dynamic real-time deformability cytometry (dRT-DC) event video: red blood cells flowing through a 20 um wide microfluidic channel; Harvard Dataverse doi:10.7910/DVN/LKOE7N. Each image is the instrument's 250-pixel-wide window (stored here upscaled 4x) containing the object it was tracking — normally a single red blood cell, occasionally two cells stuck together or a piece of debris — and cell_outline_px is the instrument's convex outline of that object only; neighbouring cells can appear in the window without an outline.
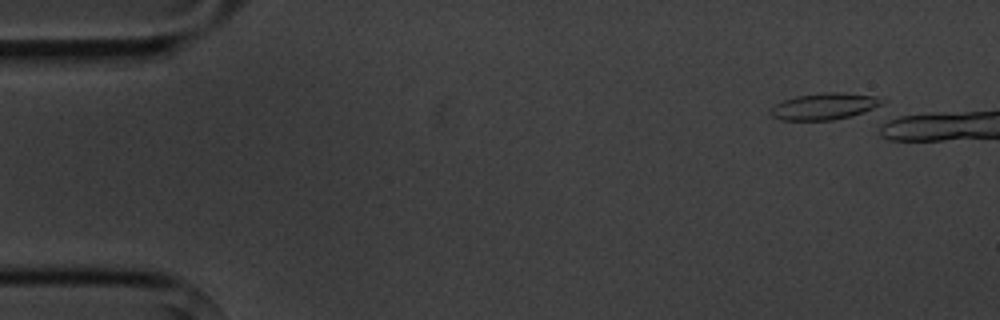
{"species": "common noctule bat (a hibernating species)", "species_latin": "Nyctalus noctula", "temperature_condition": "cold", "stored_images_in_passage": 3, "camera_frame_rate_fps": 3000, "um_per_image_px": 0.085, "animal": {"sex": "male", "body_mass_g": 20.1, "forearm_length_mm": 53.5}, "frame": {"image": 1, "passage_image": 1, "time_ms": 0.0, "image_size_px": [1000, 320], "cell_outline_px": [[888, 100], [884, 108], [852, 116], [832, 120], [780, 120], [772, 116], [768, 112], [776, 104], [784, 100], [796, 96], [824, 92], [840, 92], [876, 96]], "centroid_in_image_um": [70.23, 9.04], "position_along_channel_um": 14.8, "area_um2": 17.92}}